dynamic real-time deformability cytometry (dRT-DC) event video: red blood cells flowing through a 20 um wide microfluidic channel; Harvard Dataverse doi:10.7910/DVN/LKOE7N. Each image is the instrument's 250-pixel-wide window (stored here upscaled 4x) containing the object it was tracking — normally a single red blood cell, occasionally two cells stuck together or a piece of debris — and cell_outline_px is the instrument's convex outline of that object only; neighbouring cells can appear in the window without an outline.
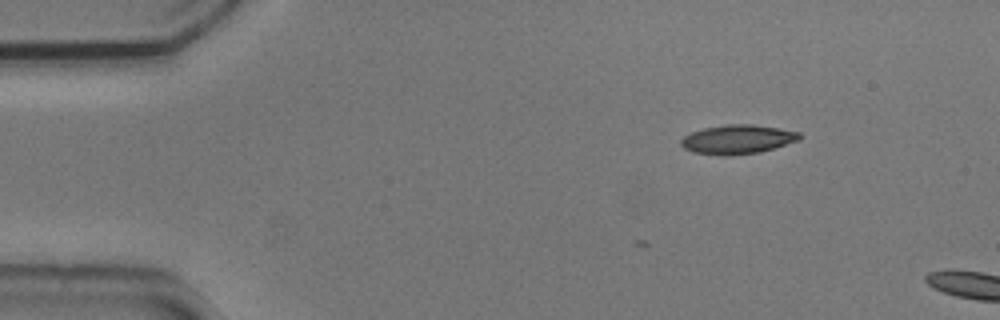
{"species": "common noctule bat (a hibernating species)", "species_latin": "Nyctalus noctula", "temperature_condition": "cold", "stored_images_in_passage": 2, "camera_frame_rate_fps": 3000, "um_per_image_px": 0.085, "animal": {"sex": "male", "body_mass_g": 20.5, "forearm_length_mm": 52.5}, "frame": {"image": 1, "passage_image": 2, "time_ms": 0.333, "image_size_px": [1000, 320], "cell_outline_px": [[800, 140], [760, 152], [728, 156], [724, 156], [692, 152], [684, 148], [680, 144], [680, 140], [684, 136], [692, 132], [704, 128], [724, 124], [752, 124], [780, 128], [800, 132]], "centroid_in_image_um": [62.68, 11.84], "position_along_channel_um": 22.3, "area_um2": 20.23}}